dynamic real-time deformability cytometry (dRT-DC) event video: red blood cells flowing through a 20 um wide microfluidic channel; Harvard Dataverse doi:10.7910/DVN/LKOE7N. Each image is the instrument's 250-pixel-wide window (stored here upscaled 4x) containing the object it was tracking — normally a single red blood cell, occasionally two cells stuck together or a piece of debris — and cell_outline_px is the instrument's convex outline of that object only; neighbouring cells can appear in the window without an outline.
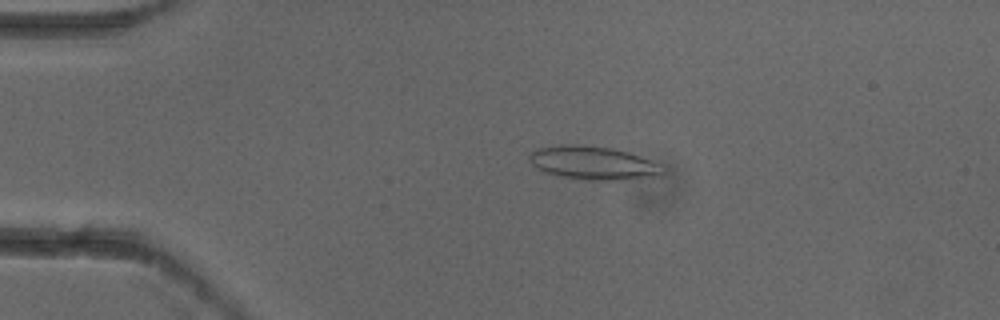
{"species": "common noctule bat (a hibernating species)", "species_latin": "Nyctalus noctula", "temperature_condition": "cold", "stored_images_in_passage": 5, "camera_frame_rate_fps": 3000, "um_per_image_px": 0.085, "animal": {"sex": "female"}, "frame": {"image": 1, "passage_image": 4, "time_ms": 1.0, "image_size_px": [1000, 320], "cell_outline_px": [[664, 172], [660, 176], [628, 180], [584, 180], [560, 176], [548, 172], [532, 164], [528, 160], [528, 156], [536, 148], [560, 144], [576, 144], [612, 148], [628, 152], [648, 160], [656, 164]], "centroid_in_image_um": [50.38, 13.85], "position_along_channel_um": 34.6, "area_um2": 25.78}}